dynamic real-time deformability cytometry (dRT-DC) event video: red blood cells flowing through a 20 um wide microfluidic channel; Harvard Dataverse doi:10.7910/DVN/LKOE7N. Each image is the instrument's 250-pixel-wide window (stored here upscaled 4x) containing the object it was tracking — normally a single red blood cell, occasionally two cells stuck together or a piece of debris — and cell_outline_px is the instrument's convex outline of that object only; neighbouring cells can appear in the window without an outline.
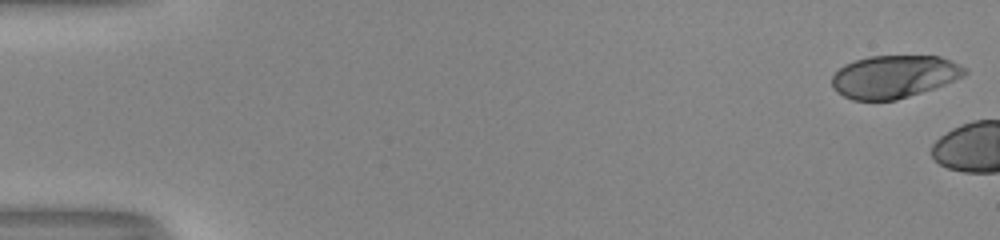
{"species": "human", "species_latin": "Homo sapiens", "temperature_condition": "room temperature", "stored_images_in_passage": 4, "camera_frame_rate_fps": 3000, "um_per_image_px": 0.085, "donor": {"sex": "male"}, "frame": {"image": 1, "passage_image": 1, "time_ms": 0.0, "image_size_px": [1000, 240], "cell_outline_px": [[968, 72], [964, 76], [944, 84], [896, 100], [852, 100], [836, 92], [832, 88], [832, 76], [844, 64], [868, 56], [940, 56], [952, 60], [968, 68]], "centroid_in_image_um": [76.0, 6.5], "position_along_channel_um": 9.0, "area_um2": 33.06}}